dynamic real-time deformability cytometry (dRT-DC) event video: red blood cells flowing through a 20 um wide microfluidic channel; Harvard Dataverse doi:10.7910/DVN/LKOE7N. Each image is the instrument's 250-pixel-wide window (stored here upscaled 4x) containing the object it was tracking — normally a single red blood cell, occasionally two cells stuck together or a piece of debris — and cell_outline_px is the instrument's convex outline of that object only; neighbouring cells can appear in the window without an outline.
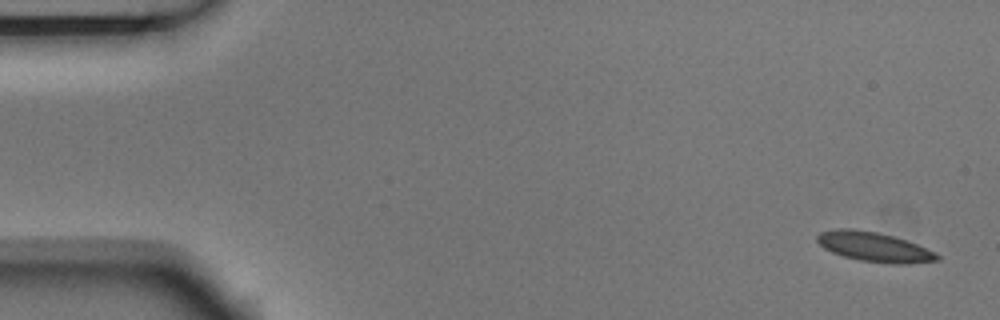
{"species": "Egyptian fruit bat (a non-hibernating species)", "species_latin": "Rousettus aegyptiacus", "temperature_condition": "room temperature", "stored_images_in_passage": 5, "camera_frame_rate_fps": 3000, "um_per_image_px": 0.085, "animal": {"sex": "male"}, "frame": {"image": 1, "passage_image": 1, "time_ms": 0.0, "image_size_px": [1000, 320], "cell_outline_px": [[940, 260], [908, 264], [892, 264], [860, 260], [844, 256], [832, 252], [824, 248], [816, 240], [816, 236], [820, 232], [836, 228], [852, 228], [876, 232], [892, 236], [916, 244], [936, 252], [940, 256]], "centroid_in_image_um": [74.3, 20.99], "position_along_channel_um": 10.7, "area_um2": 20.63}}
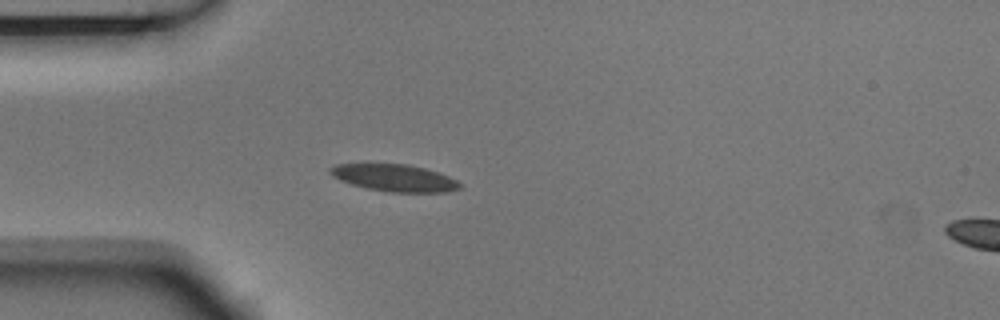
{"frame": {"image": 2, "passage_image": 4, "time_ms": 1.0, "image_size_px": [1000, 320], "cell_outline_px": [[464, 184], [460, 188], [448, 192], [388, 192], [368, 188], [352, 184], [340, 180], [332, 176], [328, 172], [328, 168], [336, 164], [408, 164], [424, 168], [448, 176]], "centroid_in_image_um": [33.53, 15.12], "position_along_channel_um": 51.5, "area_um2": 20.4}}